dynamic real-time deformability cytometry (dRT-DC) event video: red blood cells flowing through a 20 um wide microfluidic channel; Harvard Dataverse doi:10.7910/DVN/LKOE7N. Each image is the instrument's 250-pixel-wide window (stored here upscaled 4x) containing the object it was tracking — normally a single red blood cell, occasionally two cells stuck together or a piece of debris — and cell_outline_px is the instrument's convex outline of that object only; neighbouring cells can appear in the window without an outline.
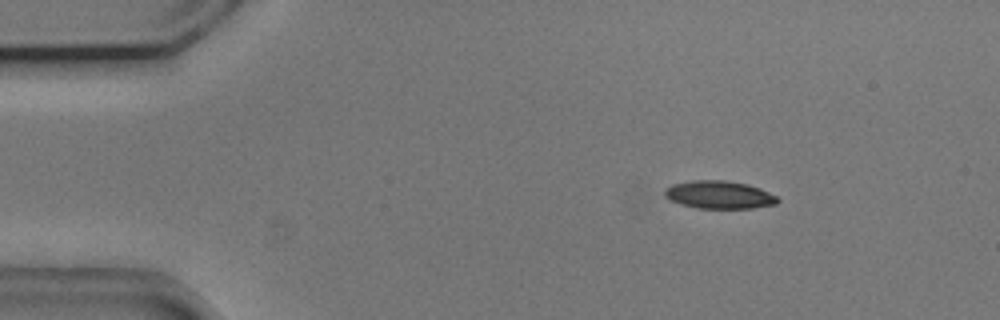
{"species": "common noctule bat (a hibernating species)", "species_latin": "Nyctalus noctula", "temperature_condition": "cold", "stored_images_in_passage": 47, "camera_frame_rate_fps": 3000, "um_per_image_px": 0.085, "animal": {"sex": "male", "body_mass_g": 20.5, "forearm_length_mm": 52.5}, "frame": {"image": 1, "passage_image": 1, "time_ms": 0.0, "image_size_px": [1000, 320], "cell_outline_px": [[780, 200], [776, 204], [752, 208], [696, 208], [680, 204], [668, 200], [664, 196], [664, 188], [672, 184], [692, 180], [724, 180], [748, 184], [760, 188], [776, 196]], "centroid_in_image_um": [61.09, 16.55], "position_along_channel_um": 23.9, "area_um2": 18.5}}
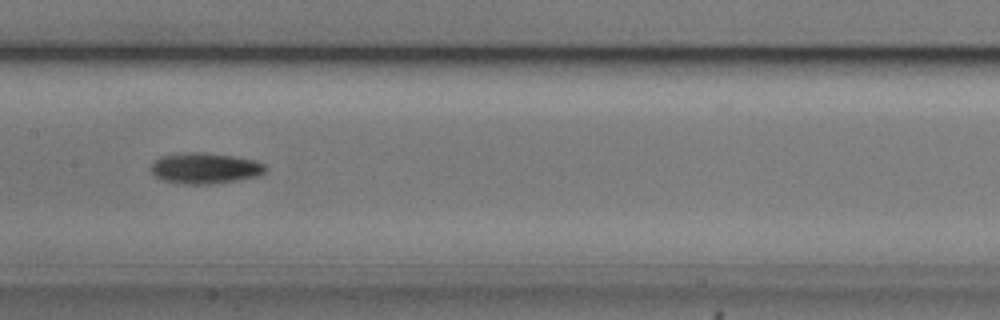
{"frame": {"image": 2, "passage_image": 20, "time_ms": 6.333, "image_size_px": [1000, 320], "cell_outline_px": [[268, 168], [260, 176], [212, 184], [180, 184], [160, 180], [152, 176], [152, 164], [160, 156], [184, 152], [200, 152], [232, 156], [256, 160], [264, 164]], "centroid_in_image_um": [17.41, 14.31], "position_along_channel_um": 190.0, "area_um2": 20.81}}
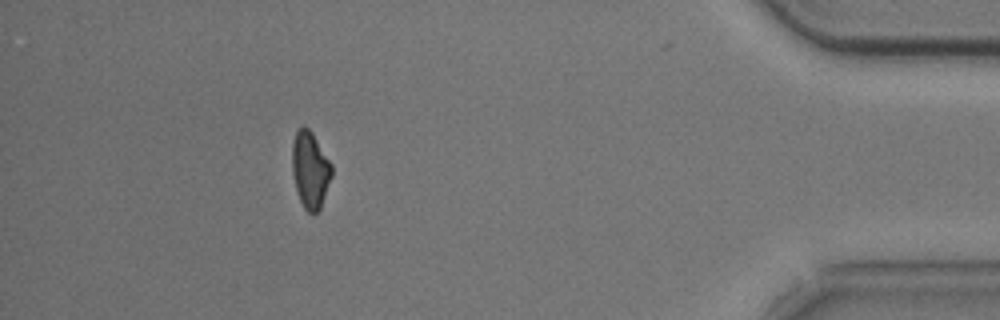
{"frame": {"image": 3, "passage_image": 42, "time_ms": 13.667, "image_size_px": [1000, 320], "cell_outline_px": [[332, 176], [320, 208], [312, 216], [304, 208], [300, 200], [296, 188], [292, 172], [292, 144], [296, 132], [300, 128], [308, 128], [312, 132], [332, 164]], "centroid_in_image_um": [26.37, 14.45], "position_along_channel_um": 408.8, "area_um2": 17.57}}